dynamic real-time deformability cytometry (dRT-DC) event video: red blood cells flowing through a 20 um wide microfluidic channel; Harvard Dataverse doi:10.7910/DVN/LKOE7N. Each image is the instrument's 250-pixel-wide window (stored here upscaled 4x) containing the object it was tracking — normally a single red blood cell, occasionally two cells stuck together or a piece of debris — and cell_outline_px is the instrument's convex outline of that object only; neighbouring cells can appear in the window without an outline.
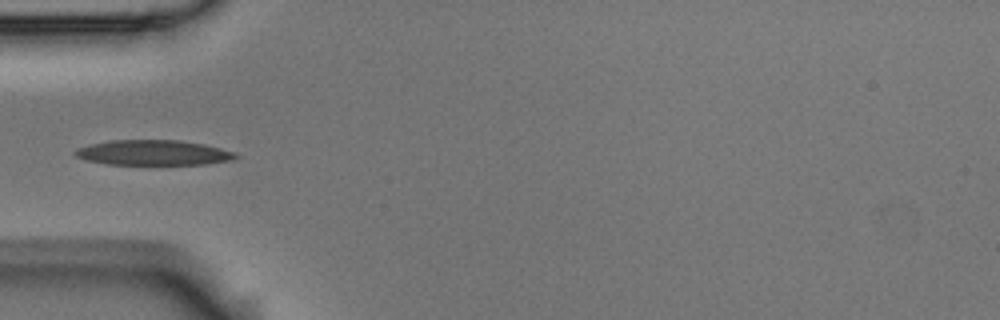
{"species": "Egyptian fruit bat (a non-hibernating species)", "species_latin": "Rousettus aegyptiacus", "temperature_condition": "room temperature", "stored_images_in_passage": 1, "camera_frame_rate_fps": 3000, "um_per_image_px": 0.085, "animal": {"sex": "male"}, "frame": {"image": 1, "passage_image": 1, "time_ms": 0.0, "image_size_px": [1000, 320], "cell_outline_px": [[240, 156], [232, 160], [204, 164], [108, 164], [88, 160], [76, 156], [72, 152], [76, 148], [92, 144], [112, 140], [180, 140], [204, 144], [236, 152]], "centroid_in_image_um": [13.06, 12.97], "position_along_channel_um": 71.9, "area_um2": 23.41}}